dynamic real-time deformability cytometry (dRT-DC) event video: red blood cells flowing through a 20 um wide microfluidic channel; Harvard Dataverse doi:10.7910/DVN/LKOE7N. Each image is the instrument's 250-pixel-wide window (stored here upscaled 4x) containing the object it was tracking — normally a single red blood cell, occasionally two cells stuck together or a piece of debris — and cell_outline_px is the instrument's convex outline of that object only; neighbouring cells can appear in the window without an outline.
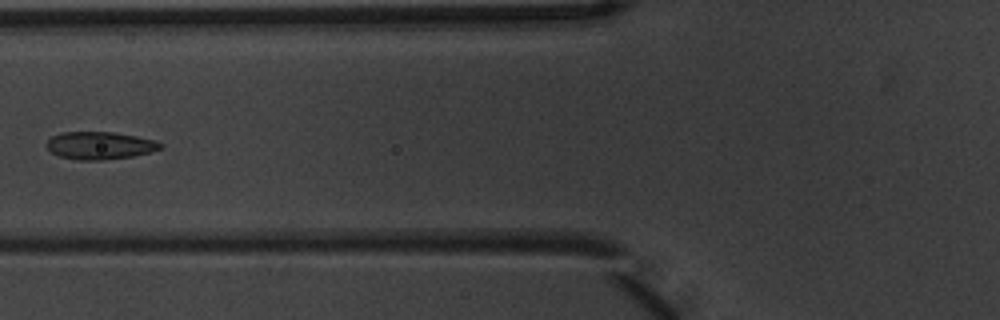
{"species": "common noctule bat (a hibernating species)", "species_latin": "Nyctalus noctula", "temperature_condition": "warm", "stored_images_in_passage": 6, "camera_frame_rate_fps": 3000, "um_per_image_px": 0.085, "animal": {"sex": "male", "body_mass_g": 20.1, "forearm_length_mm": 53.5}, "frame": {"image": 1, "passage_image": 6, "time_ms": 1.667, "image_size_px": [1000, 320], "cell_outline_px": [[164, 148], [132, 156], [104, 160], [76, 160], [60, 156], [52, 152], [44, 144], [52, 136], [60, 132], [112, 132], [136, 136], [156, 140], [164, 144]], "centroid_in_image_um": [8.49, 12.36], "position_along_channel_um": 117.3, "area_um2": 18.38}}